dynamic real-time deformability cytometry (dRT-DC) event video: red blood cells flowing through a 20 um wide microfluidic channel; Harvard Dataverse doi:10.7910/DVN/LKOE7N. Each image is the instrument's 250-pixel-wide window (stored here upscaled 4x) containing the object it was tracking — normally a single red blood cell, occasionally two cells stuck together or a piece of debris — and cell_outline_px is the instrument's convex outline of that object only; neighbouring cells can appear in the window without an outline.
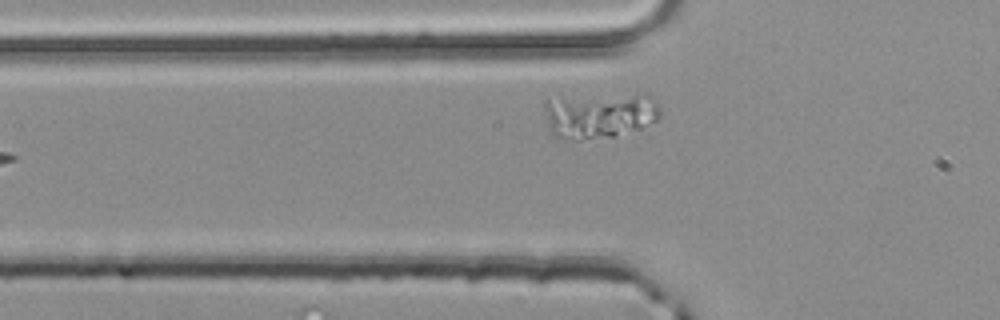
{"species": "common noctule bat (a hibernating species)", "species_latin": "Nyctalus noctula", "temperature_condition": "room temperature", "stored_images_in_passage": 3, "camera_frame_rate_fps": 3000, "um_per_image_px": 0.085, "animal": {"sex": "male", "body_mass_g": 20.4}, "frame": {"image": 1, "passage_image": 3, "time_ms": 0.667, "image_size_px": [1000, 320], "cell_outline_px": [[660, 116], [656, 120], [640, 128], [616, 136], [580, 140], [560, 140], [548, 128], [544, 104], [544, 100], [644, 92], [652, 96], [660, 104]], "centroid_in_image_um": [51.02, 9.8], "position_along_channel_um": 74.8, "area_um2": 31.15}}